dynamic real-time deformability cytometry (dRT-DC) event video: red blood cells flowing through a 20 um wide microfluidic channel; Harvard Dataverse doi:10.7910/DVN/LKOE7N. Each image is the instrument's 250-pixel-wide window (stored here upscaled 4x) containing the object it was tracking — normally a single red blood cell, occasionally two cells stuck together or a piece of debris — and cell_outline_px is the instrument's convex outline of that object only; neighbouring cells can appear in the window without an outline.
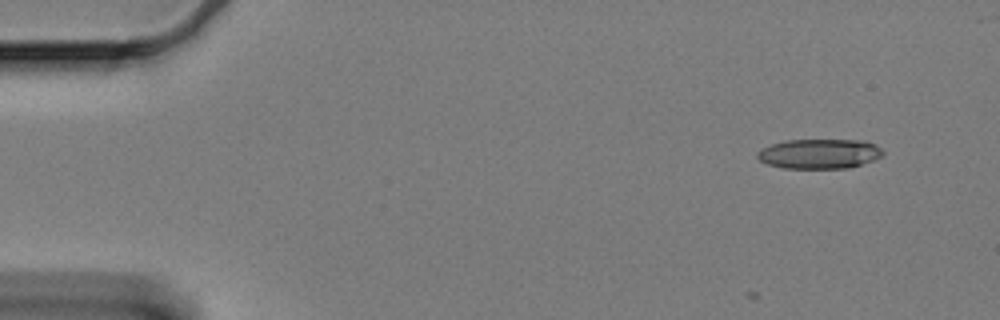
{"species": "Egyptian fruit bat (a non-hibernating species)", "species_latin": "Rousettus aegyptiacus", "temperature_condition": "cold", "stored_images_in_passage": 5, "camera_frame_rate_fps": 3000, "um_per_image_px": 0.085, "animal": {"sex": "female"}, "frame": {"image": 1, "passage_image": 1, "time_ms": 0.0, "image_size_px": [1000, 320], "cell_outline_px": [[884, 156], [848, 168], [784, 168], [768, 164], [760, 160], [756, 156], [756, 152], [760, 148], [784, 140], [864, 140], [876, 144], [884, 152]], "centroid_in_image_um": [69.64, 13.06], "position_along_channel_um": 15.4, "area_um2": 21.85}}